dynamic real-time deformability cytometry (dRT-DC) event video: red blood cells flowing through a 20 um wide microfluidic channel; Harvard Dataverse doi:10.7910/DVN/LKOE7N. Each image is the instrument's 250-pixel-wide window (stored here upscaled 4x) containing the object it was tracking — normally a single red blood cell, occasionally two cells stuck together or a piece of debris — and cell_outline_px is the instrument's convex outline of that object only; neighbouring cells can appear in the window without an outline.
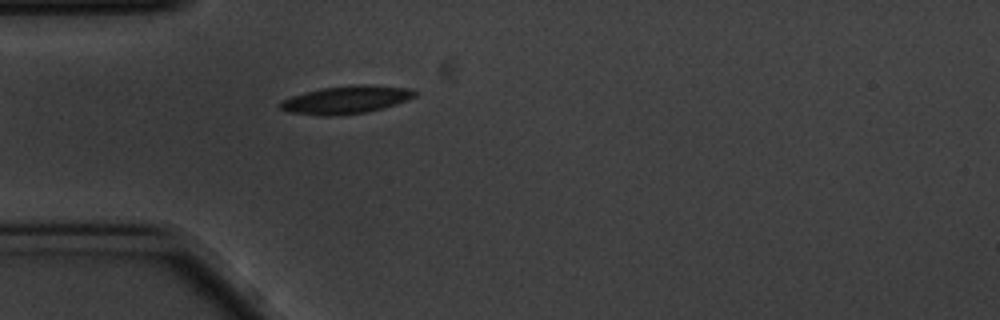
{"species": "common noctule bat (a hibernating species)", "species_latin": "Nyctalus noctula", "temperature_condition": "cold", "stored_images_in_passage": 5, "camera_frame_rate_fps": 3000, "um_per_image_px": 0.085, "animal": {"sex": "male", "body_mass_g": 20.1, "forearm_length_mm": 53.5}, "frame": {"image": 1, "passage_image": 1, "time_ms": 0.0, "image_size_px": [1000, 320], "cell_outline_px": [[416, 96], [396, 104], [384, 108], [368, 112], [332, 116], [320, 116], [288, 112], [280, 108], [276, 104], [280, 100], [304, 92], [320, 88], [360, 84], [372, 84], [408, 88], [416, 92]], "centroid_in_image_um": [29.37, 8.48], "position_along_channel_um": 55.6, "area_um2": 22.14}}